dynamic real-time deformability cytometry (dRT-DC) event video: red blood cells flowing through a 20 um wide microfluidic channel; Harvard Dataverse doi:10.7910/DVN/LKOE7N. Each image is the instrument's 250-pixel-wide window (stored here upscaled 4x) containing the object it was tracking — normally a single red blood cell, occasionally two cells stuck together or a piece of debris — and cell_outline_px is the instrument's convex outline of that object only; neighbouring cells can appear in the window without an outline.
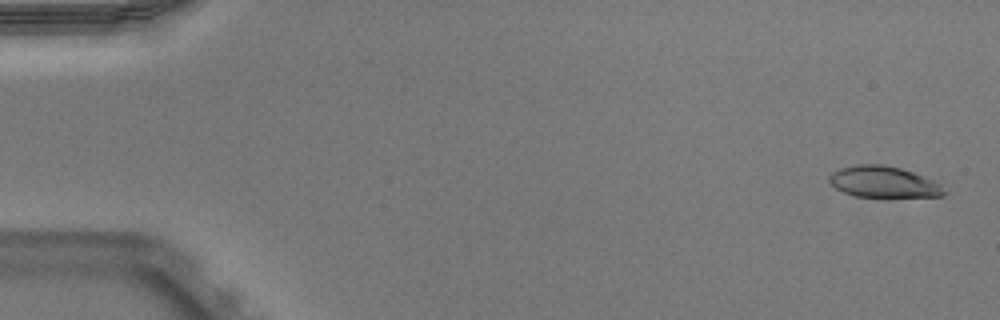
{"species": "Egyptian fruit bat (a non-hibernating species)", "species_latin": "Rousettus aegyptiacus", "temperature_condition": "warm", "stored_images_in_passage": 51, "camera_frame_rate_fps": 3000, "um_per_image_px": 0.085, "animal": {"sex": "male"}, "frame": {"image": 1, "passage_image": 2, "time_ms": 0.333, "image_size_px": [1000, 320], "cell_outline_px": [[948, 192], [944, 196], [856, 196], [844, 192], [836, 188], [828, 180], [828, 176], [832, 172], [840, 168], [860, 164], [880, 164], [900, 168], [924, 176], [940, 184]], "centroid_in_image_um": [75.1, 15.45], "position_along_channel_um": 9.9, "area_um2": 20.63}}
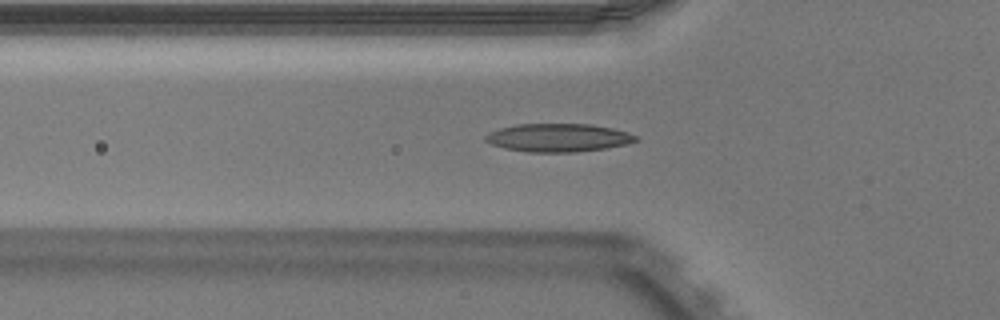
{"frame": {"image": 2, "passage_image": 18, "time_ms": 5.667, "image_size_px": [1000, 320], "cell_outline_px": [[640, 140], [628, 144], [604, 148], [576, 152], [528, 152], [504, 148], [492, 144], [484, 140], [484, 136], [488, 132], [500, 128], [516, 124], [588, 124], [612, 128], [636, 136]], "centroid_in_image_um": [47.41, 11.7], "position_along_channel_um": 78.4, "area_um2": 24.62}}
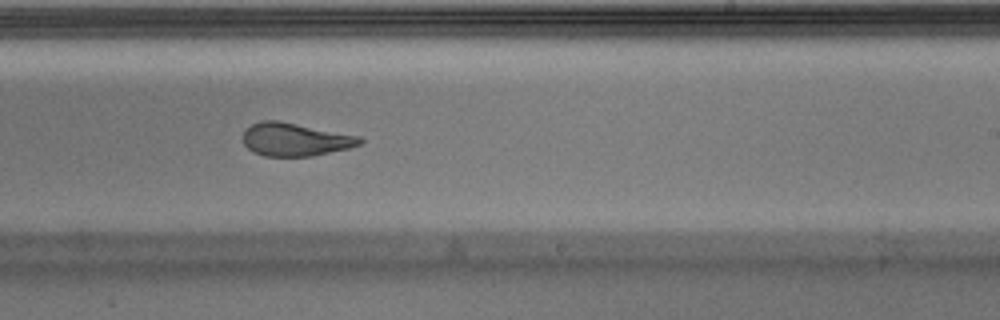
{"frame": {"image": 3, "passage_image": 32, "time_ms": 10.333, "image_size_px": [1000, 320], "cell_outline_px": [[364, 140], [360, 144], [348, 148], [312, 156], [264, 156], [252, 152], [244, 144], [244, 132], [252, 124], [260, 120], [276, 120], [360, 136]], "centroid_in_image_um": [25.08, 11.86], "position_along_channel_um": 263.9, "area_um2": 22.31}, "authors_computed_cell_mechanics": {"area_um2": 23.2934, "velocity_mm_per_s": 3.9585, "shape_relaxation_time_tau1_ms": 7.433, "shape_relaxation_time_tau2_ms": 1.6001, "deformation_change_tau1": 0.2327, "deformation_change_tau2": 0.0986}}